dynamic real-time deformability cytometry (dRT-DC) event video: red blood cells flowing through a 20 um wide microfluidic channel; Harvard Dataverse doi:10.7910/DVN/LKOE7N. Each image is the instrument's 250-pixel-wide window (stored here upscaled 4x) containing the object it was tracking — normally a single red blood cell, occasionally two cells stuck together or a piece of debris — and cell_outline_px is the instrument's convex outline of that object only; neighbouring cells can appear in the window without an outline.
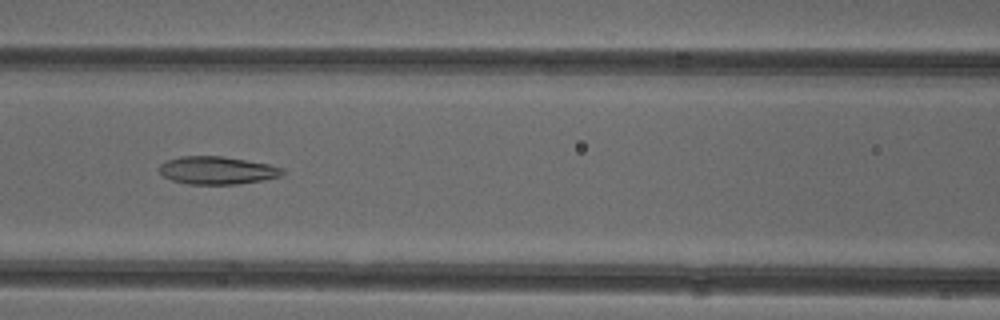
{"species": "common noctule bat (a hibernating species)", "species_latin": "Nyctalus noctula", "temperature_condition": "cold", "stored_images_in_passage": 51, "camera_frame_rate_fps": 3000, "um_per_image_px": 0.085, "animal": {"sex": "female"}, "frame": {"image": 1, "passage_image": 22, "time_ms": 7.0, "image_size_px": [1000, 320], "cell_outline_px": [[284, 172], [280, 176], [264, 180], [240, 184], [188, 184], [172, 180], [164, 176], [160, 172], [160, 164], [168, 160], [180, 156], [224, 156], [268, 164], [284, 168]], "centroid_in_image_um": [18.48, 14.48], "position_along_channel_um": 148.1, "area_um2": 19.94}}
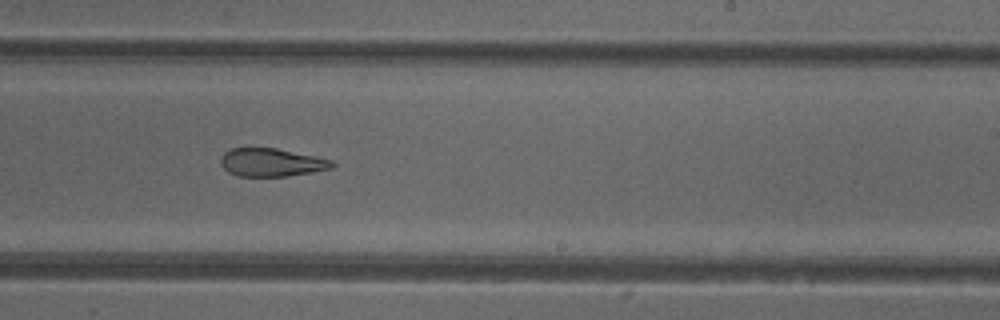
{"frame": {"image": 2, "passage_image": 31, "time_ms": 10.0, "image_size_px": [1000, 320], "cell_outline_px": [[336, 164], [332, 168], [312, 172], [288, 176], [240, 176], [228, 172], [220, 164], [220, 156], [224, 152], [232, 148], [276, 148], [332, 160]], "centroid_in_image_um": [23.05, 13.8], "position_along_channel_um": 265.9, "area_um2": 18.21}}
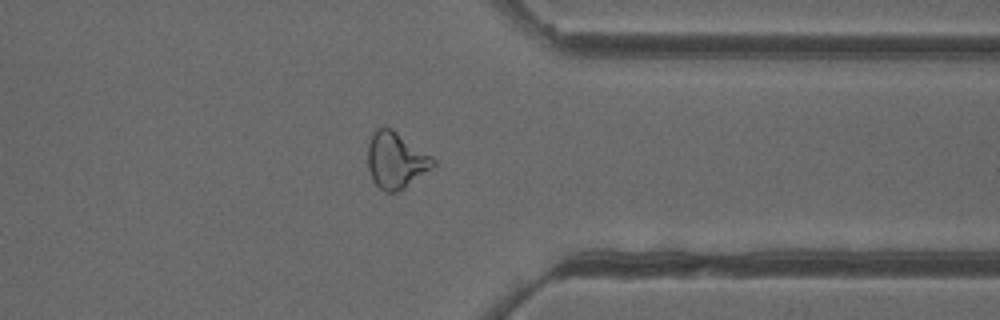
{"frame": {"image": 3, "passage_image": 40, "time_ms": 13.0, "image_size_px": [1000, 320], "cell_outline_px": [[436, 164], [432, 168], [404, 188], [396, 192], [384, 192], [372, 180], [368, 168], [368, 144], [372, 132], [376, 128], [392, 128], [432, 156], [436, 160]], "centroid_in_image_um": [33.64, 13.62], "position_along_channel_um": 377.8, "area_um2": 21.44}, "authors_computed_cell_mechanics": {"area_um2": 22.0796, "velocity_mm_per_s": 3.9465, "shape_relaxation_time_tau1_ms": null, "shape_relaxation_time_tau2_ms": 4.7887, "deformation_change_tau1": null, "deformation_change_tau2": 0.1246}}